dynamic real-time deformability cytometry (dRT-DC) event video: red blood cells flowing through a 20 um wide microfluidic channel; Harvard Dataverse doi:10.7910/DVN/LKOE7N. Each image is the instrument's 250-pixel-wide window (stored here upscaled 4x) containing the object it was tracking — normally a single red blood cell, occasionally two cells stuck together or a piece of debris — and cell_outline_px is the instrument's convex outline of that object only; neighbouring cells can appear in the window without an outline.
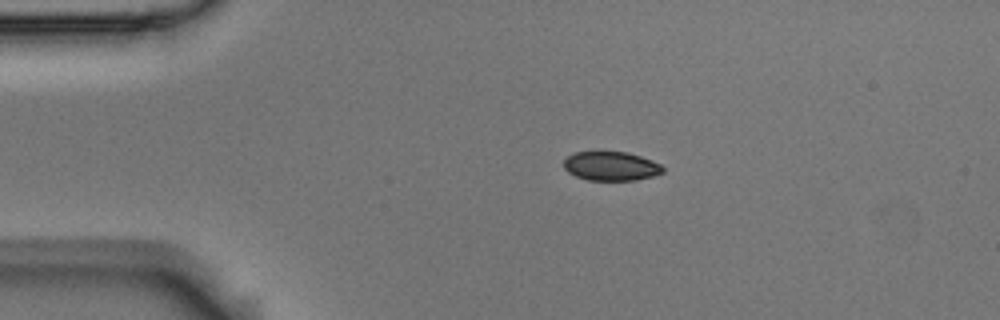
{"species": "Egyptian fruit bat (a non-hibernating species)", "species_latin": "Rousettus aegyptiacus", "temperature_condition": "room temperature", "stored_images_in_passage": 4, "camera_frame_rate_fps": 3000, "um_per_image_px": 0.085, "animal": {"sex": "male"}, "frame": {"image": 1, "passage_image": 2, "time_ms": 0.333, "image_size_px": [1000, 320], "cell_outline_px": [[664, 172], [652, 176], [636, 180], [588, 180], [576, 176], [568, 172], [564, 168], [564, 160], [568, 156], [576, 152], [596, 148], [628, 152], [652, 160], [660, 164], [664, 168]], "centroid_in_image_um": [51.91, 14.06], "position_along_channel_um": 33.1, "area_um2": 17.46}}
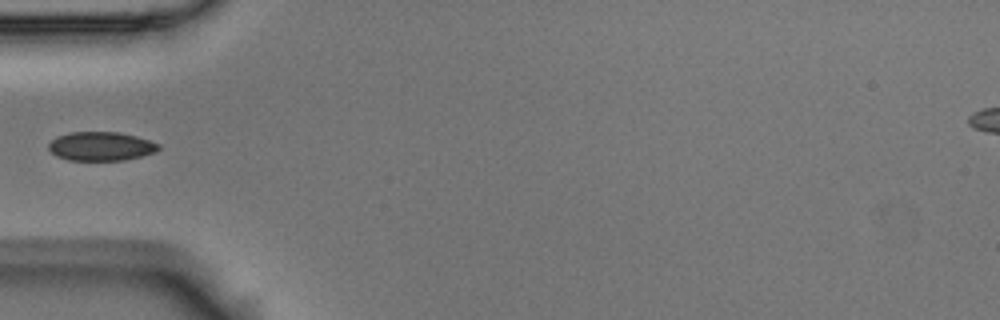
{"frame": {"image": 2, "passage_image": 4, "time_ms": 1.0, "image_size_px": [1000, 320], "cell_outline_px": [[160, 148], [156, 152], [124, 160], [68, 160], [56, 156], [48, 148], [48, 144], [56, 136], [68, 132], [120, 132], [136, 136], [160, 144]], "centroid_in_image_um": [8.57, 12.43], "position_along_channel_um": 76.4, "area_um2": 18.55}}